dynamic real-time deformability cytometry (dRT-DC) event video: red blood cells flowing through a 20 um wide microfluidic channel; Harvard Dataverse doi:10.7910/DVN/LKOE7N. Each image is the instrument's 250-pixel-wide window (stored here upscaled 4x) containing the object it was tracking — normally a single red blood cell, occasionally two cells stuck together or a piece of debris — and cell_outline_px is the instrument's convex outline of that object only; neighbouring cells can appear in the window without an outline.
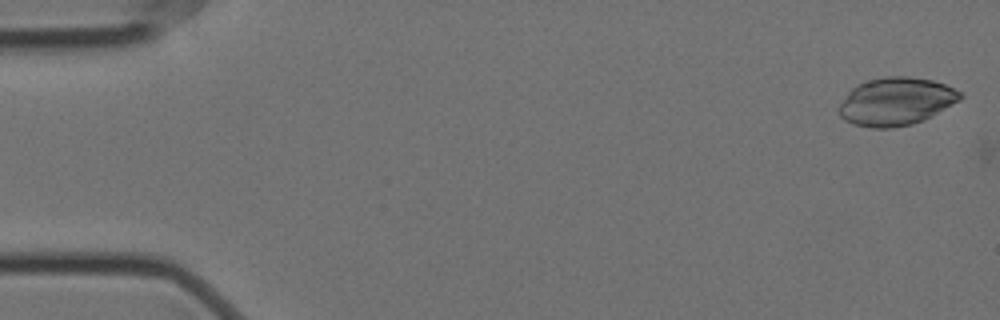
{"species": "Egyptian fruit bat (a non-hibernating species)", "species_latin": "Rousettus aegyptiacus", "temperature_condition": "cold", "stored_images_in_passage": 5, "camera_frame_rate_fps": 3000, "um_per_image_px": 0.085, "animal": {"sex": "female"}, "frame": {"image": 1, "passage_image": 1, "time_ms": 0.0, "image_size_px": [1000, 320], "cell_outline_px": [[964, 96], [960, 100], [924, 120], [912, 124], [892, 128], [872, 128], [852, 124], [844, 120], [840, 116], [840, 104], [848, 92], [856, 84], [868, 80], [884, 76], [908, 76], [932, 80], [944, 84], [964, 92]], "centroid_in_image_um": [76.18, 8.62], "position_along_channel_um": 8.8, "area_um2": 33.99}}